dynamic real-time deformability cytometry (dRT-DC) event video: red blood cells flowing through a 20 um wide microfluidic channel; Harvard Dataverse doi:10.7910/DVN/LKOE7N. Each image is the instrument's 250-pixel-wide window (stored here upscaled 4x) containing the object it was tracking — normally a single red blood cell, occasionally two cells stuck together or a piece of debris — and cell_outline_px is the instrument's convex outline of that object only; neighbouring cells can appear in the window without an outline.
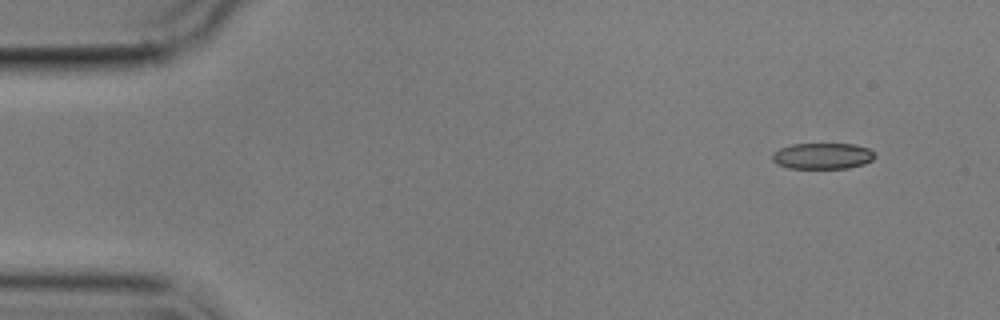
{"species": "common noctule bat (a hibernating species)", "species_latin": "Nyctalus noctula", "temperature_condition": "cold", "stored_images_in_passage": 2, "camera_frame_rate_fps": 3000, "um_per_image_px": 0.085, "animal": {"sex": "male", "body_mass_g": 17.9}, "frame": {"image": 1, "passage_image": 2, "time_ms": 1.333, "image_size_px": [1000, 320], "cell_outline_px": [[876, 156], [872, 160], [864, 164], [848, 168], [788, 168], [776, 164], [772, 160], [772, 152], [780, 148], [792, 144], [856, 144], [868, 148], [876, 152]], "centroid_in_image_um": [69.92, 13.25], "position_along_channel_um": 15.1, "area_um2": 15.78}}